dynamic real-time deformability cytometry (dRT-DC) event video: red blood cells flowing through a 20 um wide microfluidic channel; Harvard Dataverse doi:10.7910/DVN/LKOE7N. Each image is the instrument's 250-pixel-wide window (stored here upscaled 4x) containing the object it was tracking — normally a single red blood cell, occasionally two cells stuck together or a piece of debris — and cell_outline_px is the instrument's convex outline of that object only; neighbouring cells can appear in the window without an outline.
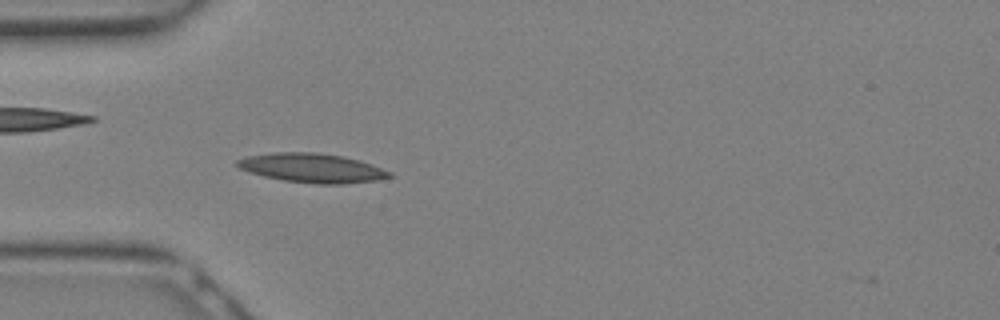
{"species": "Egyptian fruit bat (a non-hibernating species)", "species_latin": "Rousettus aegyptiacus", "temperature_condition": "warm", "stored_images_in_passage": 2, "camera_frame_rate_fps": 3000, "um_per_image_px": 0.085, "animal": {"sex": "female"}, "frame": {"image": 1, "passage_image": 2, "time_ms": 0.333, "image_size_px": [1000, 320], "cell_outline_px": [[396, 176], [372, 180], [340, 184], [316, 184], [284, 180], [264, 176], [248, 172], [240, 168], [236, 164], [236, 160], [248, 156], [272, 152], [316, 152], [344, 156], [360, 160], [392, 172]], "centroid_in_image_um": [26.53, 14.27], "position_along_channel_um": 58.5, "area_um2": 25.84}}